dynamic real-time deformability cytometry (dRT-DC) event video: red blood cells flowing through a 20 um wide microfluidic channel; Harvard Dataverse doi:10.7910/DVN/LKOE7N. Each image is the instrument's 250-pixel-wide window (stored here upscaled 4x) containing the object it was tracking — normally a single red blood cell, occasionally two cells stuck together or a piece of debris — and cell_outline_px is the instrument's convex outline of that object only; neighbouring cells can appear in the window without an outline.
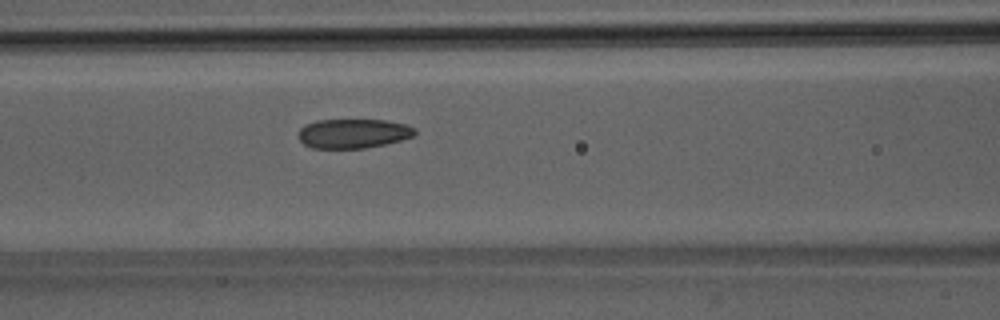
{"species": "Egyptian fruit bat (a non-hibernating species)", "species_latin": "Rousettus aegyptiacus", "temperature_condition": "room temperature", "stored_images_in_passage": 7, "camera_frame_rate_fps": 3000, "um_per_image_px": 0.085, "animal": {"sex": "male"}, "frame": {"image": 1, "passage_image": 7, "time_ms": 7.0, "image_size_px": [1000, 320], "cell_outline_px": [[416, 132], [412, 136], [400, 140], [384, 144], [364, 148], [312, 148], [304, 144], [300, 140], [300, 128], [304, 124], [316, 120], [388, 120], [404, 124], [416, 128]], "centroid_in_image_um": [30.01, 11.34], "position_along_channel_um": 136.6, "area_um2": 19.83}}